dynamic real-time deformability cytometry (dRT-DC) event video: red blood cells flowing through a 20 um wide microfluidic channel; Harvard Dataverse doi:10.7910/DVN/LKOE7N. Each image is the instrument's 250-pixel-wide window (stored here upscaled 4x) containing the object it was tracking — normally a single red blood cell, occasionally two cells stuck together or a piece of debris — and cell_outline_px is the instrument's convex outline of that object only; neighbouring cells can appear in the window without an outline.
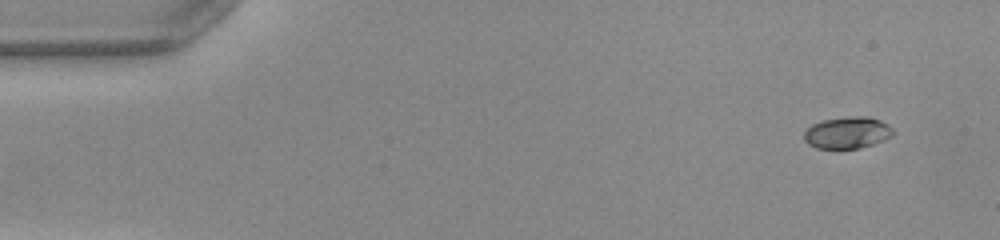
{"species": "common noctule bat (a hibernating species)", "species_latin": "Nyctalus noctula", "temperature_condition": "warm", "stored_images_in_passage": 48, "camera_frame_rate_fps": 3000, "um_per_image_px": 0.085, "animal": {"sex": "female", "body_mass_g": 22.0, "forearm_length_mm": 56.7}, "frame": {"image": 1, "passage_image": 1, "time_ms": 0.0, "image_size_px": [1000, 240], "cell_outline_px": [[896, 132], [892, 136], [884, 140], [860, 148], [816, 148], [808, 144], [804, 140], [804, 132], [812, 124], [824, 120], [848, 116], [868, 116], [880, 120], [888, 124]], "centroid_in_image_um": [72.05, 11.27], "position_along_channel_um": 13.0, "area_um2": 16.53}}
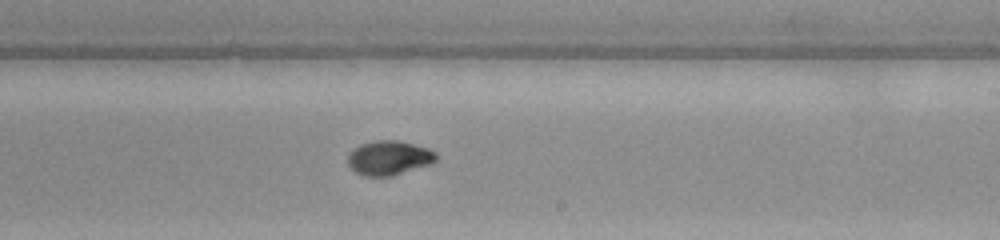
{"frame": {"image": 2, "passage_image": 28, "time_ms": 9.0, "image_size_px": [1000, 240], "cell_outline_px": [[436, 160], [428, 164], [392, 176], [364, 176], [356, 172], [348, 164], [348, 156], [360, 144], [372, 140], [396, 140], [428, 148], [436, 152]], "centroid_in_image_um": [33.05, 13.41], "position_along_channel_um": 255.9, "area_um2": 17.4}}
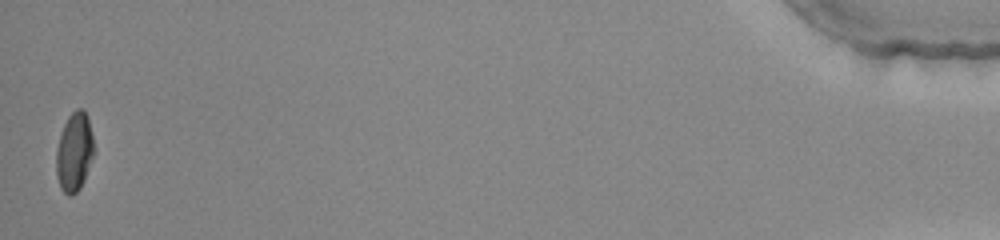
{"frame": {"image": 3, "passage_image": 48, "time_ms": 15.667, "image_size_px": [1000, 240], "cell_outline_px": [[92, 156], [84, 180], [80, 188], [72, 196], [68, 196], [60, 188], [56, 176], [56, 148], [64, 124], [68, 116], [76, 108], [84, 108], [88, 116], [92, 136]], "centroid_in_image_um": [6.29, 12.91], "position_along_channel_um": 428.9, "area_um2": 17.22}, "authors_computed_cell_mechanics": {"area_um2": 17.0799, "velocity_mm_per_s": 4.0257, "shape_relaxation_time_tau1_ms": 5.9252, "shape_relaxation_time_tau2_ms": 1.3681, "deformation_change_tau1": 0.2253, "deformation_change_tau2": 0.0401}}